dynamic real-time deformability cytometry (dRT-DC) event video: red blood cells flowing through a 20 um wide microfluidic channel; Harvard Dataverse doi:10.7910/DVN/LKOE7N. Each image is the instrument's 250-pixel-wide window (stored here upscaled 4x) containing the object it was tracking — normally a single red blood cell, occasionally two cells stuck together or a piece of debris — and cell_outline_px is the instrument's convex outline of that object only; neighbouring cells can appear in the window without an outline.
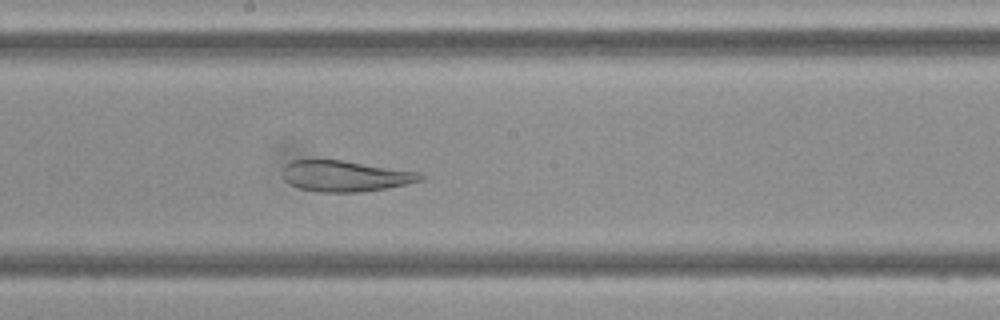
{"species": "Egyptian fruit bat (a non-hibernating species)", "species_latin": "Rousettus aegyptiacus", "temperature_condition": "cold", "stored_images_in_passage": 41, "camera_frame_rate_fps": 3000, "um_per_image_px": 0.085, "frame": {"image": 1, "passage_image": 19, "time_ms": 6.0, "image_size_px": [1000, 320], "cell_outline_px": [[424, 180], [384, 188], [360, 192], [320, 192], [300, 188], [288, 184], [284, 180], [284, 164], [292, 160], [340, 160], [420, 172], [424, 176]], "centroid_in_image_um": [29.32, 14.96], "position_along_channel_um": 218.9, "area_um2": 24.62}}
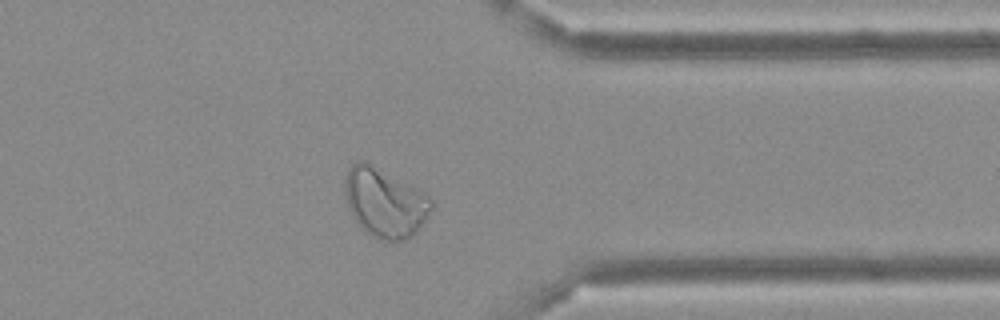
{"frame": {"image": 2, "passage_image": 31, "time_ms": 10.0, "image_size_px": [1000, 320], "cell_outline_px": [[432, 208], [416, 232], [412, 236], [404, 240], [380, 240], [364, 232], [352, 216], [344, 196], [344, 180], [348, 168], [356, 160], [364, 160], [416, 188], [428, 196], [432, 200]], "centroid_in_image_um": [32.65, 17.22], "position_along_channel_um": 378.7, "area_um2": 34.68}}
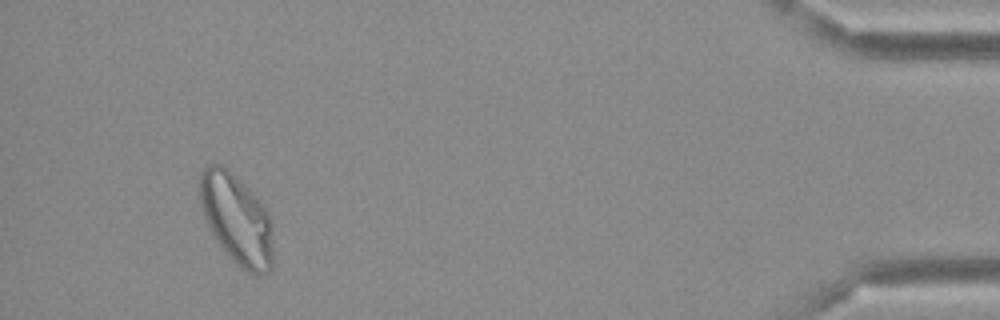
{"frame": {"image": 3, "passage_image": 38, "time_ms": 12.333, "image_size_px": [1000, 320], "cell_outline_px": [[272, 268], [268, 272], [260, 276], [252, 276], [240, 268], [232, 260], [216, 240], [204, 216], [200, 204], [200, 172], [208, 164], [220, 164], [228, 168], [260, 200], [272, 224]], "centroid_in_image_um": [20.12, 18.66], "position_along_channel_um": 415.1, "area_um2": 38.73}}